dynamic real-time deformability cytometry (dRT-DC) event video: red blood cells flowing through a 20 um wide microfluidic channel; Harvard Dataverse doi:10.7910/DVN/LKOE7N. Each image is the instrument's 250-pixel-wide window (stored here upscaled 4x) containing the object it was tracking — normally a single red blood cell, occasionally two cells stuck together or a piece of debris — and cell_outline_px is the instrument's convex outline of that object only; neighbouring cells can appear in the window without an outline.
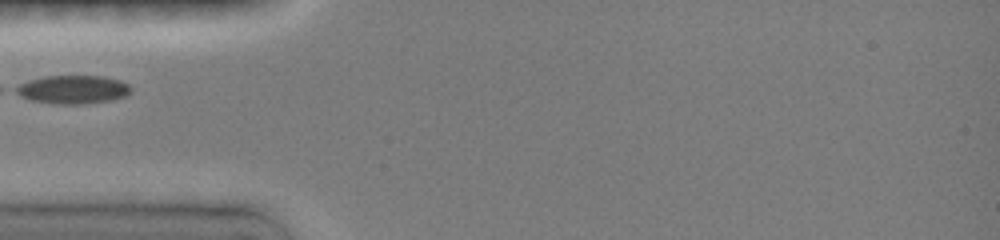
{"species": "common noctule bat (a hibernating species)", "species_latin": "Nyctalus noctula", "temperature_condition": "room temperature", "stored_images_in_passage": 4, "camera_frame_rate_fps": 3000, "um_per_image_px": 0.085, "animal": {"sex": "female", "body_mass_g": 19.0, "forearm_length_mm": 51.5}, "frame": {"image": 1, "passage_image": 1, "time_ms": 0.0, "image_size_px": [1000, 240], "cell_outline_px": [[128, 92], [124, 96], [108, 100], [84, 104], [52, 104], [32, 100], [20, 96], [12, 92], [12, 88], [20, 84], [44, 76], [104, 76], [120, 80], [128, 84]], "centroid_in_image_um": [6.11, 7.61], "position_along_channel_um": 78.9, "area_um2": 18.9}}